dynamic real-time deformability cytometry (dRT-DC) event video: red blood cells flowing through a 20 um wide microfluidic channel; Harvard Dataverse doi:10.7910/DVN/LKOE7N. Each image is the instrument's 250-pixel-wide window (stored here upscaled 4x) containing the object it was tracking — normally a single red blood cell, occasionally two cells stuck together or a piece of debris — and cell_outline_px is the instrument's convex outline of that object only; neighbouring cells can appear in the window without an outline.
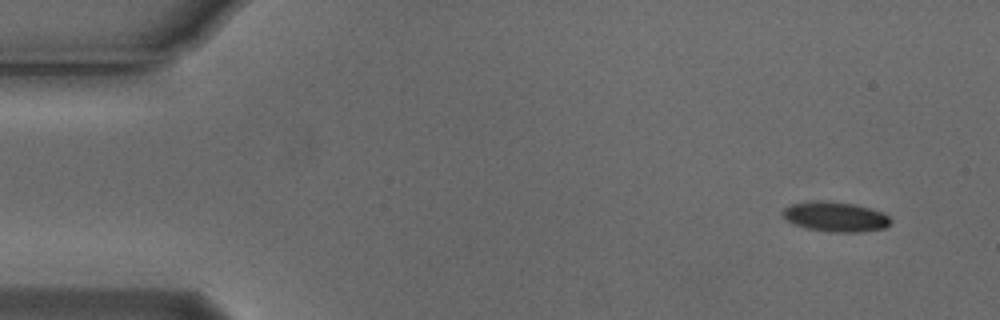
{"species": "Egyptian fruit bat (a non-hibernating species)", "species_latin": "Rousettus aegyptiacus", "temperature_condition": "cold", "stored_images_in_passage": 5, "camera_frame_rate_fps": 3000, "um_per_image_px": 0.085, "animal": {"sex": "male"}, "frame": {"image": 1, "passage_image": 1, "time_ms": 0.0, "image_size_px": [1000, 320], "cell_outline_px": [[892, 224], [884, 228], [860, 232], [828, 232], [808, 228], [792, 224], [780, 212], [784, 208], [792, 204], [816, 200], [824, 200], [856, 204], [880, 212], [888, 216], [892, 220]], "centroid_in_image_um": [71.0, 18.42], "position_along_channel_um": 14.0, "area_um2": 18.84}}
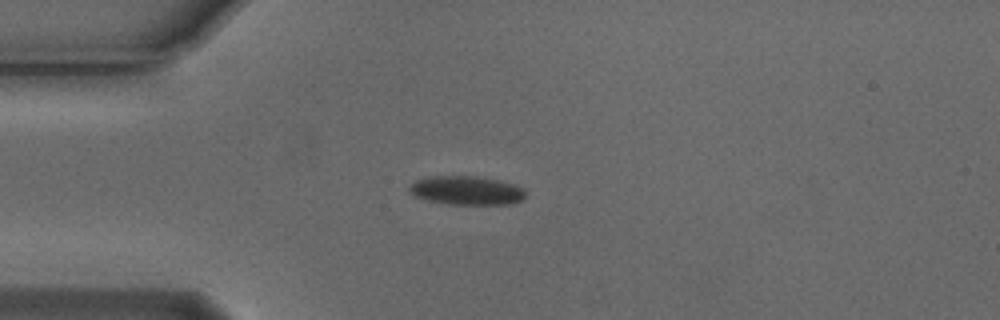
{"frame": {"image": 2, "passage_image": 4, "time_ms": 1.0, "image_size_px": [1000, 320], "cell_outline_px": [[524, 196], [520, 200], [512, 204], [448, 204], [428, 200], [416, 196], [408, 192], [408, 188], [416, 180], [428, 176], [472, 176], [496, 180], [512, 184], [524, 188]], "centroid_in_image_um": [39.62, 16.19], "position_along_channel_um": 45.4, "area_um2": 19.25}}